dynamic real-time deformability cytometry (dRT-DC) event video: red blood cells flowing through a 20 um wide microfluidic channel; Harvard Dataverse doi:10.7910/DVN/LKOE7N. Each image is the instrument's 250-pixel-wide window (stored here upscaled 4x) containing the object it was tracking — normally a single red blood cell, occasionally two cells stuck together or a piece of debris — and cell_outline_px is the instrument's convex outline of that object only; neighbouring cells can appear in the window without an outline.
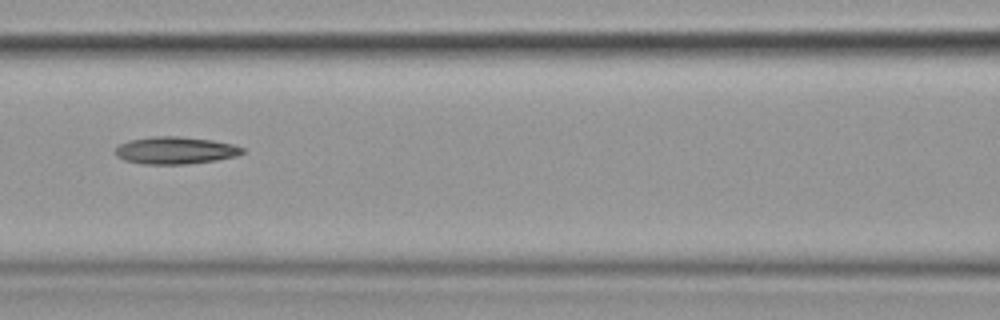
{"species": "common noctule bat (a hibernating species)", "species_latin": "Nyctalus noctula", "temperature_condition": "cold", "stored_images_in_passage": 9, "camera_frame_rate_fps": 3000, "um_per_image_px": 0.085, "animal": {"sex": "female", "body_mass_g": 19.9}, "frame": {"image": 1, "passage_image": 8, "time_ms": 8.333, "image_size_px": [1000, 320], "cell_outline_px": [[244, 152], [236, 156], [216, 160], [184, 164], [144, 164], [124, 160], [116, 156], [116, 148], [120, 144], [128, 140], [152, 136], [180, 136], [212, 140], [232, 144], [244, 148]], "centroid_in_image_um": [14.89, 12.77], "position_along_channel_um": 151.7, "area_um2": 20.17}}
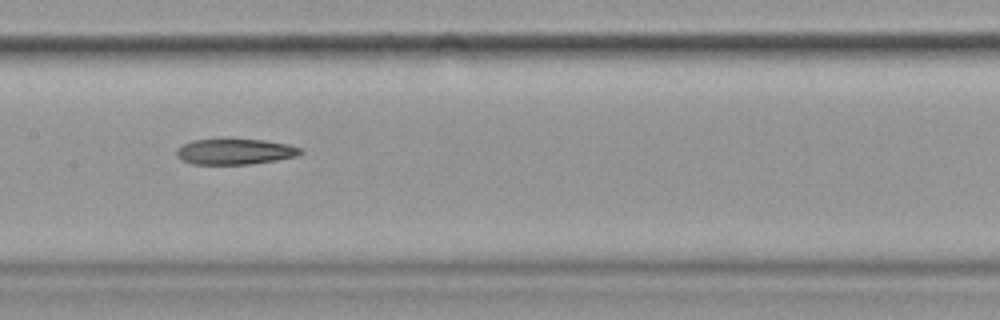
{"frame": {"image": 2, "passage_image": 9, "time_ms": 9.333, "image_size_px": [1000, 320], "cell_outline_px": [[304, 152], [296, 156], [276, 160], [248, 164], [192, 164], [180, 160], [176, 156], [176, 148], [192, 140], [228, 136], [264, 140], [288, 144], [300, 148]], "centroid_in_image_um": [19.91, 12.84], "position_along_channel_um": 187.5, "area_um2": 19.42}}